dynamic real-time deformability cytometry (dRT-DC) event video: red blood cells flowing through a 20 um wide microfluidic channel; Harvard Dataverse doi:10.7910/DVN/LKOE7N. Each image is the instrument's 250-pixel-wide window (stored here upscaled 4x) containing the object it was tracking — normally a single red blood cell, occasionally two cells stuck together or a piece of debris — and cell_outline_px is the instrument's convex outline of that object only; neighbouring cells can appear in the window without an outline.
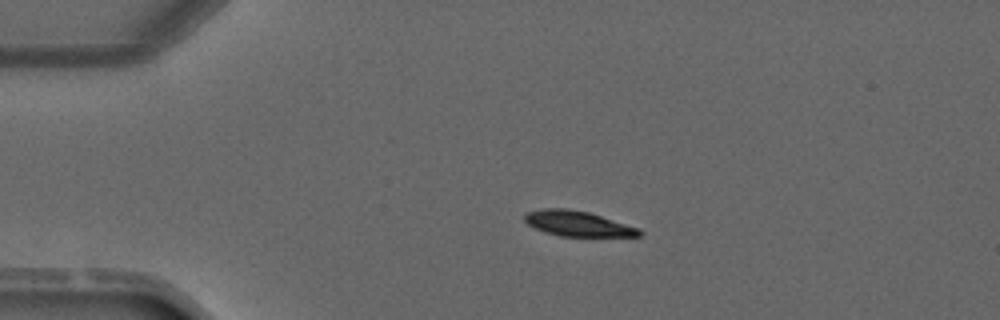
{"species": "common noctule bat (a hibernating species)", "species_latin": "Nyctalus noctula", "temperature_condition": "warm", "stored_images_in_passage": 2, "camera_frame_rate_fps": 3000, "um_per_image_px": 0.085, "animal": {"sex": "male", "forearm_length_mm": 52.5}, "frame": {"image": 1, "passage_image": 1, "time_ms": 0.0, "image_size_px": [1000, 320], "cell_outline_px": [[644, 232], [640, 236], [560, 236], [544, 232], [528, 224], [524, 220], [524, 212], [544, 208], [568, 208], [588, 212], [640, 228]], "centroid_in_image_um": [49.1, 19.0], "position_along_channel_um": 35.9, "area_um2": 16.94}}